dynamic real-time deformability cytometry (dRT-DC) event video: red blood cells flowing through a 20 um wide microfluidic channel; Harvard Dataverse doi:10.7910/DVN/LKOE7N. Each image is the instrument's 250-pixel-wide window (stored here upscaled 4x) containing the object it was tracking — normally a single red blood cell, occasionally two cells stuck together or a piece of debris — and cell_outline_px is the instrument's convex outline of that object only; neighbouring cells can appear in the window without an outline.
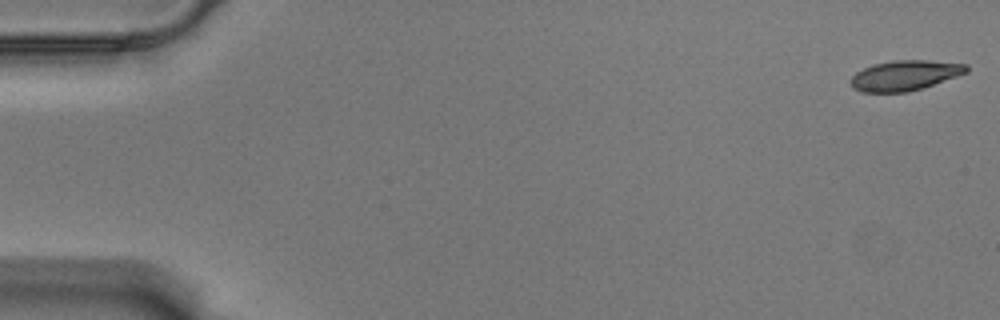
{"species": "Egyptian fruit bat (a non-hibernating species)", "species_latin": "Rousettus aegyptiacus", "temperature_condition": "warm", "stored_images_in_passage": 58, "camera_frame_rate_fps": 3000, "um_per_image_px": 0.085, "animal": {"sex": "male"}, "frame": {"image": 1, "passage_image": 1, "time_ms": 0.0, "image_size_px": [1000, 320], "cell_outline_px": [[968, 72], [924, 88], [908, 92], [864, 92], [852, 88], [852, 76], [856, 72], [872, 64], [892, 60], [928, 60], [968, 64]], "centroid_in_image_um": [76.94, 6.4], "position_along_channel_um": 8.1, "area_um2": 20.4}}
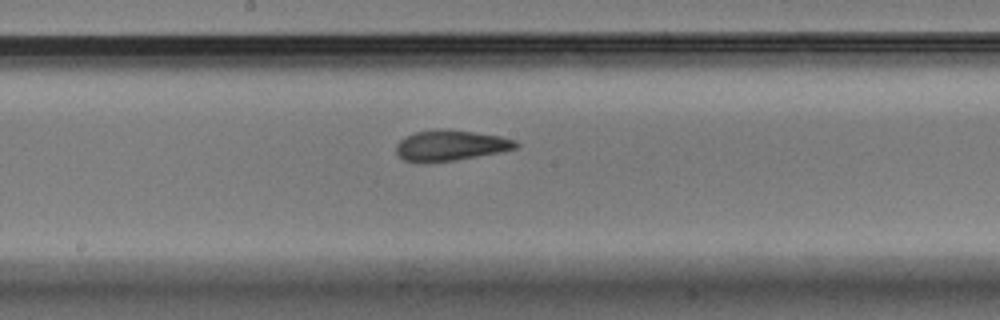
{"frame": {"image": 2, "passage_image": 31, "time_ms": 10.0, "image_size_px": [1000, 320], "cell_outline_px": [[520, 144], [516, 148], [500, 152], [456, 160], [424, 164], [420, 164], [404, 160], [396, 152], [396, 144], [400, 140], [416, 132], [440, 128], [444, 128], [500, 136], [516, 140]], "centroid_in_image_um": [38.28, 12.38], "position_along_channel_um": 209.9, "area_um2": 21.56}}
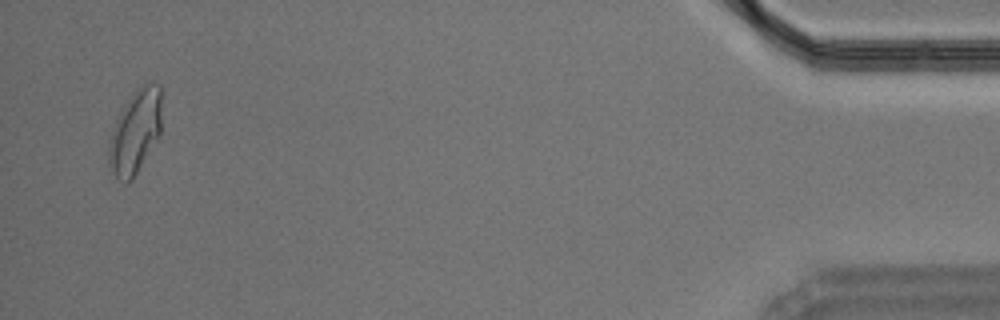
{"frame": {"image": 3, "passage_image": 56, "time_ms": 18.333, "image_size_px": [1000, 320], "cell_outline_px": [[160, 136], [132, 180], [128, 184], [124, 184], [116, 176], [108, 160], [108, 144], [116, 120], [120, 112], [132, 92], [144, 84], [160, 84]], "centroid_in_image_um": [11.49, 11.23], "position_along_channel_um": 423.7, "area_um2": 25.49}, "authors_computed_cell_mechanics": {"area_um2": 21.1259, "velocity_mm_per_s": 3.5183, "shape_relaxation_time_tau1_ms": null, "shape_relaxation_time_tau2_ms": 1.6805, "deformation_change_tau1": null, "deformation_change_tau2": 0.0736}}